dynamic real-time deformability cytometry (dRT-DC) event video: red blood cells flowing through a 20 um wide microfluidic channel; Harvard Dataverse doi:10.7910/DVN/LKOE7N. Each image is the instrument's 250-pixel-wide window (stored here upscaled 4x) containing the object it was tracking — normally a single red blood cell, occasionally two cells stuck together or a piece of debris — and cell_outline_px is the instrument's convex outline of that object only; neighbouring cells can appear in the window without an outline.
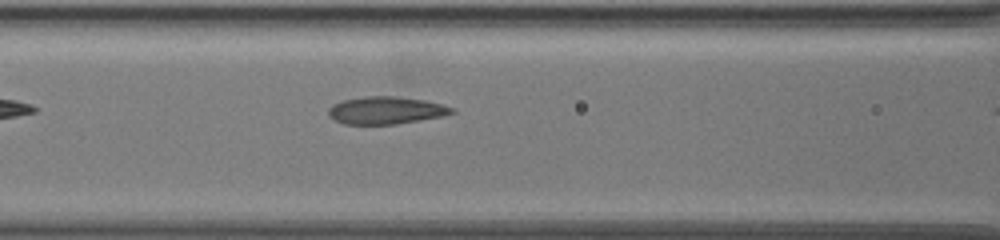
{"species": "common noctule bat (a hibernating species)", "species_latin": "Nyctalus noctula", "temperature_condition": "warm", "stored_images_in_passage": 33, "camera_frame_rate_fps": 3000, "um_per_image_px": 0.085, "animal": {"sex": "female", "body_mass_g": 19.5, "forearm_length_mm": 54.1}, "frame": {"image": 1, "passage_image": 4, "time_ms": 1.0, "image_size_px": [1000, 240], "cell_outline_px": [[456, 112], [444, 116], [396, 124], [344, 124], [328, 116], [328, 108], [332, 104], [340, 100], [364, 96], [396, 96], [424, 100], [456, 108]], "centroid_in_image_um": [32.79, 9.37], "position_along_channel_um": 133.8, "area_um2": 19.94}}
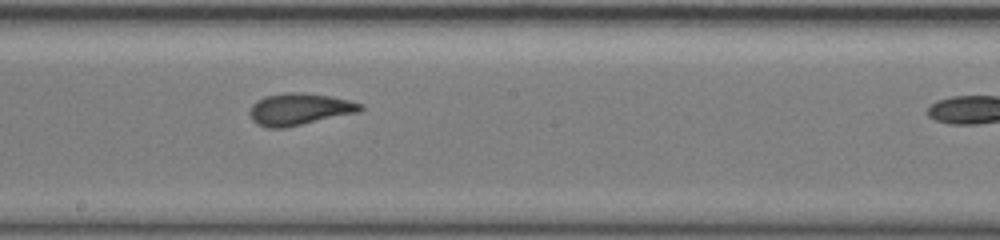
{"frame": {"image": 2, "passage_image": 13, "time_ms": 4.0, "image_size_px": [1000, 240], "cell_outline_px": [[364, 108], [360, 112], [284, 128], [268, 128], [256, 124], [252, 120], [248, 112], [252, 104], [256, 100], [264, 96], [284, 92], [300, 92], [332, 96], [364, 104]], "centroid_in_image_um": [25.44, 9.27], "position_along_channel_um": 222.8, "area_um2": 20.87}}
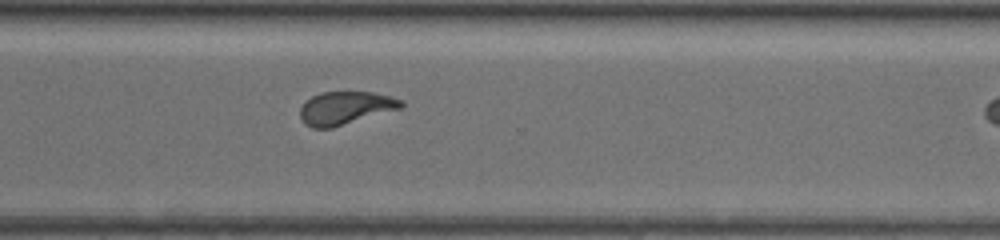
{"frame": {"image": 3, "passage_image": 25, "time_ms": 8.0, "image_size_px": [1000, 240], "cell_outline_px": [[404, 104], [400, 108], [332, 128], [312, 128], [304, 124], [300, 116], [300, 108], [304, 100], [320, 92], [372, 92], [404, 100]], "centroid_in_image_um": [29.31, 9.18], "position_along_channel_um": 341.3, "area_um2": 19.42}}